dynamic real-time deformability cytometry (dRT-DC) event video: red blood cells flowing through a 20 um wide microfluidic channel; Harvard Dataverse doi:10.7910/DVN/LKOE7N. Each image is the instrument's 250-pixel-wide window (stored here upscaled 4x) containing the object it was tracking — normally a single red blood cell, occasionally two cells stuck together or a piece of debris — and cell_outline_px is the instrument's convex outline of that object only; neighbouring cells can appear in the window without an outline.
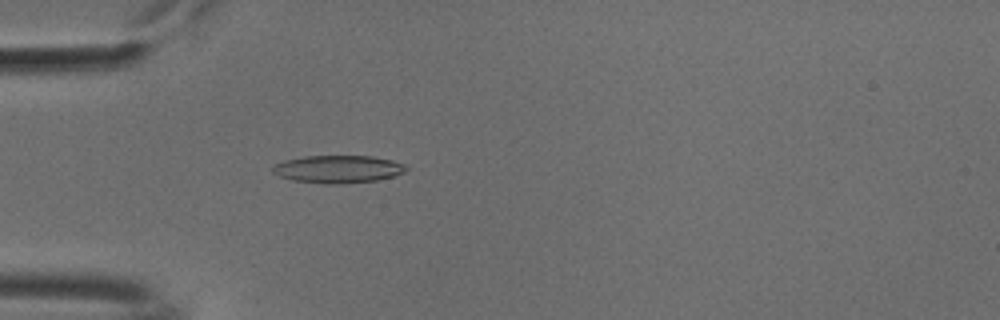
{"species": "common noctule bat (a hibernating species)", "species_latin": "Nyctalus noctula", "temperature_condition": "cold", "stored_images_in_passage": 53, "camera_frame_rate_fps": 3000, "um_per_image_px": 0.085, "animal": {"sex": "male", "body_mass_g": 18.8}, "frame": {"image": 1, "passage_image": 16, "time_ms": 5.0, "image_size_px": [1000, 320], "cell_outline_px": [[408, 168], [404, 172], [396, 176], [376, 180], [344, 184], [324, 184], [292, 180], [280, 176], [272, 172], [272, 168], [276, 164], [284, 160], [304, 156], [372, 156], [392, 160], [404, 164]], "centroid_in_image_um": [28.74, 14.38], "position_along_channel_um": 56.3, "area_um2": 21.62}}
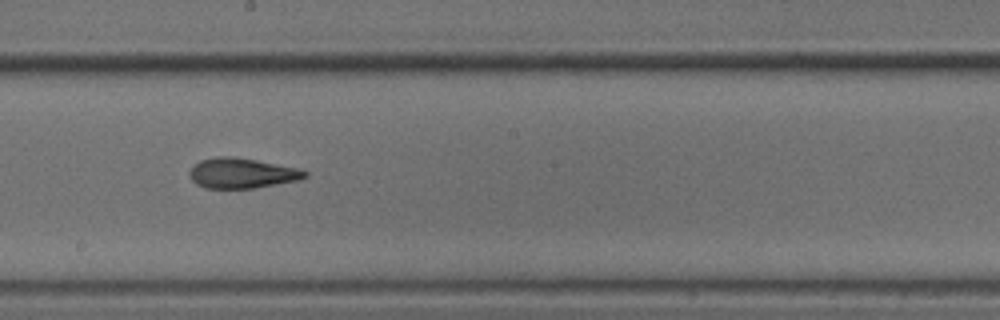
{"frame": {"image": 2, "passage_image": 30, "time_ms": 9.667, "image_size_px": [1000, 320], "cell_outline_px": [[308, 176], [300, 180], [256, 188], [204, 188], [196, 184], [188, 176], [188, 172], [192, 164], [200, 160], [216, 156], [232, 156], [256, 160], [300, 168], [308, 172]], "centroid_in_image_um": [20.54, 14.71], "position_along_channel_um": 227.7, "area_um2": 20.69}}
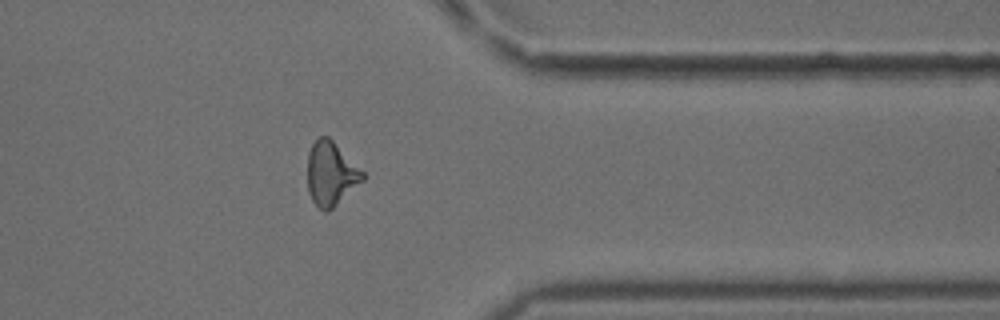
{"frame": {"image": 3, "passage_image": 43, "time_ms": 14.0, "image_size_px": [1000, 320], "cell_outline_px": [[364, 180], [328, 212], [324, 212], [312, 200], [308, 192], [308, 152], [312, 144], [320, 136], [328, 136], [364, 172]], "centroid_in_image_um": [28.12, 14.77], "position_along_channel_um": 383.3, "area_um2": 20.35}, "authors_computed_cell_mechanics": {"area_um2": 20.2878, "velocity_mm_per_s": 3.8013, "shape_relaxation_time_tau1_ms": 11.2314, "shape_relaxation_time_tau2_ms": 3.1548, "deformation_change_tau1": 0.2846, "deformation_change_tau2": 0.132}}